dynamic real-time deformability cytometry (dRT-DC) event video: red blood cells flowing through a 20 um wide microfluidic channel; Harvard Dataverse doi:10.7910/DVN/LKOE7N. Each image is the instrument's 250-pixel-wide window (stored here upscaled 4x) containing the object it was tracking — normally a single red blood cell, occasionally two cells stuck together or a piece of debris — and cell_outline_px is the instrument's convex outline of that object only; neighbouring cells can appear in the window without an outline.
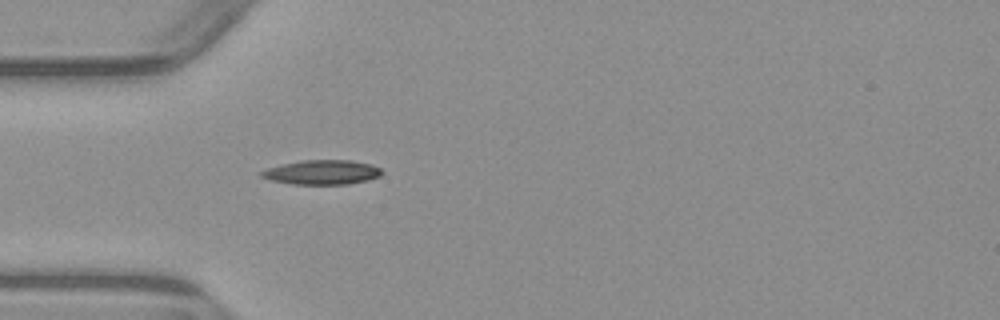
{"species": "common noctule bat (a hibernating species)", "species_latin": "Nyctalus noctula", "temperature_condition": "warm", "stored_images_in_passage": 4, "camera_frame_rate_fps": 3000, "um_per_image_px": 0.085, "animal": {"sex": "male", "body_mass_g": 23.1, "forearm_length_mm": 52.7}, "frame": {"image": 1, "passage_image": 4, "time_ms": 3.667, "image_size_px": [1000, 320], "cell_outline_px": [[384, 172], [380, 176], [368, 180], [348, 184], [292, 184], [272, 180], [260, 176], [260, 172], [268, 168], [300, 160], [352, 160], [372, 164], [380, 168]], "centroid_in_image_um": [27.42, 14.64], "position_along_channel_um": 57.6, "area_um2": 17.17}}